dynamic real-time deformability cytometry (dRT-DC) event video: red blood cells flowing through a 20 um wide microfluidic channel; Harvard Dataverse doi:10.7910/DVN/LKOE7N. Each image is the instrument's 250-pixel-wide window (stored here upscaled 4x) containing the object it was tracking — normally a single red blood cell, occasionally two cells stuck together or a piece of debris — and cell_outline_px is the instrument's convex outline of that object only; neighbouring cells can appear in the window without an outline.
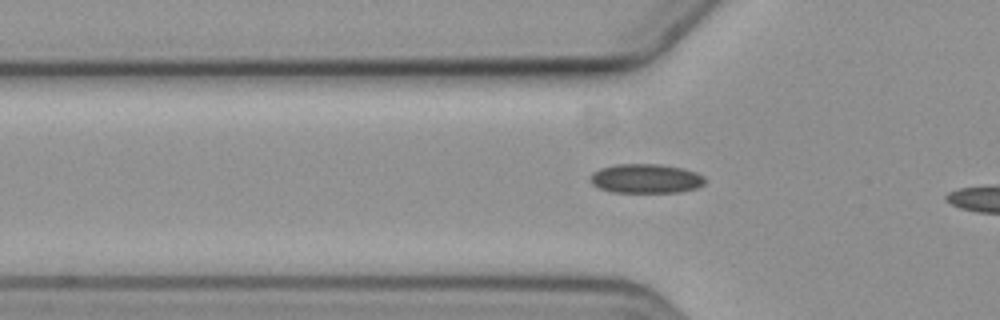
{"species": "common noctule bat (a hibernating species)", "species_latin": "Nyctalus noctula", "temperature_condition": "cold", "stored_images_in_passage": 24, "camera_frame_rate_fps": 3000, "um_per_image_px": 0.085, "animal": {"sex": "female", "body_mass_g": 19.3, "forearm_length_mm": 54.1}, "frame": {"image": 1, "passage_image": 14, "time_ms": 4.333, "image_size_px": [1000, 320], "cell_outline_px": [[704, 184], [696, 188], [680, 192], [612, 192], [600, 188], [592, 184], [588, 180], [592, 172], [600, 168], [616, 164], [660, 164], [684, 168], [696, 172], [704, 176]], "centroid_in_image_um": [54.88, 15.17], "position_along_channel_um": 70.9, "area_um2": 19.71}}
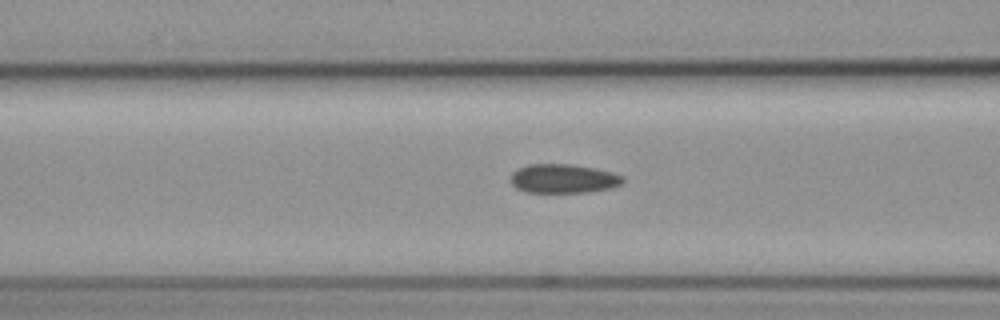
{"frame": {"image": 2, "passage_image": 18, "time_ms": 5.667, "image_size_px": [1000, 320], "cell_outline_px": [[624, 180], [620, 184], [612, 188], [584, 192], [524, 192], [516, 188], [512, 184], [512, 172], [528, 164], [572, 164], [596, 168], [612, 172], [624, 176]], "centroid_in_image_um": [47.9, 15.18], "position_along_channel_um": 118.7, "area_um2": 18.96}}
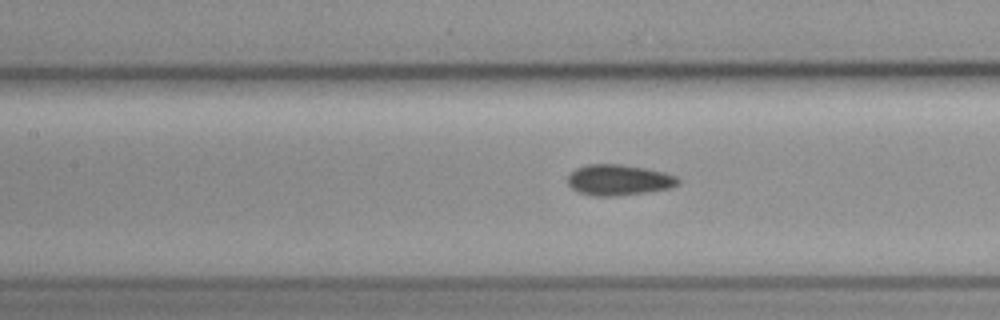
{"frame": {"image": 3, "passage_image": 21, "time_ms": 6.667, "image_size_px": [1000, 320], "cell_outline_px": [[680, 184], [668, 188], [648, 192], [616, 196], [592, 196], [580, 192], [572, 188], [568, 184], [568, 176], [576, 168], [588, 164], [620, 164], [648, 168], [664, 172], [676, 176], [680, 180]], "centroid_in_image_um": [52.61, 15.29], "position_along_channel_um": 154.8, "area_um2": 19.88}}